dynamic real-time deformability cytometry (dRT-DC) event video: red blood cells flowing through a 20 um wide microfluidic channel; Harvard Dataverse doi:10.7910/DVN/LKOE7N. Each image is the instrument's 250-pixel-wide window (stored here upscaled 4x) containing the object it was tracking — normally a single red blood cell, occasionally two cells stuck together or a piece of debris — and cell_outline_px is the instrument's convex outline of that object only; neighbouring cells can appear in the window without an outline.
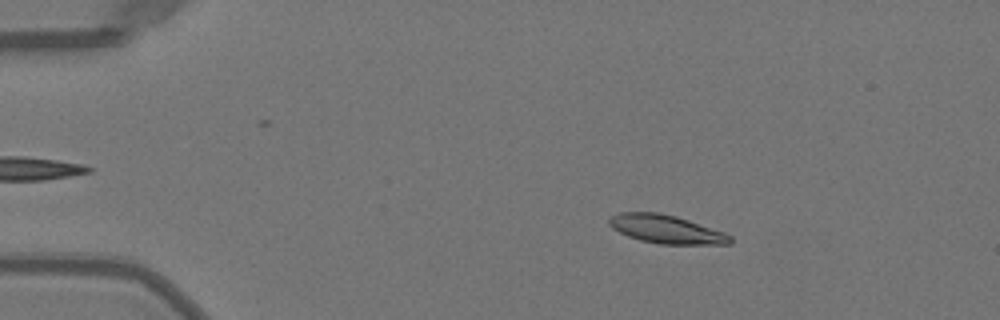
{"species": "Egyptian fruit bat (a non-hibernating species)", "species_latin": "Rousettus aegyptiacus", "temperature_condition": "warm", "stored_images_in_passage": 51, "camera_frame_rate_fps": 3000, "um_per_image_px": 0.085, "animal": {"sex": "female"}, "frame": {"image": 1, "passage_image": 9, "time_ms": 2.667, "image_size_px": [1000, 320], "cell_outline_px": [[732, 244], [660, 244], [640, 240], [628, 236], [612, 228], [608, 224], [608, 220], [612, 216], [620, 212], [660, 212], [676, 216], [724, 232], [732, 236]], "centroid_in_image_um": [56.62, 19.48], "position_along_channel_um": 28.4, "area_um2": 20.0}}
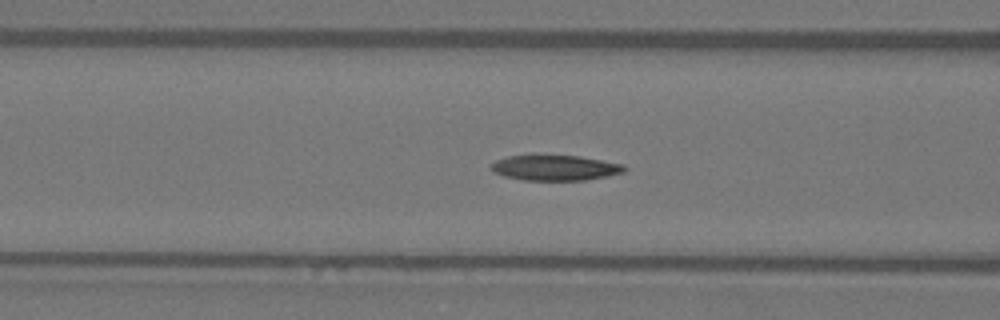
{"frame": {"image": 2, "passage_image": 21, "time_ms": 6.667, "image_size_px": [1000, 320], "cell_outline_px": [[628, 168], [624, 172], [608, 176], [584, 180], [524, 180], [504, 176], [488, 168], [496, 160], [508, 156], [576, 156], [624, 164]], "centroid_in_image_um": [47.21, 14.27], "position_along_channel_um": 119.4, "area_um2": 19.42}}
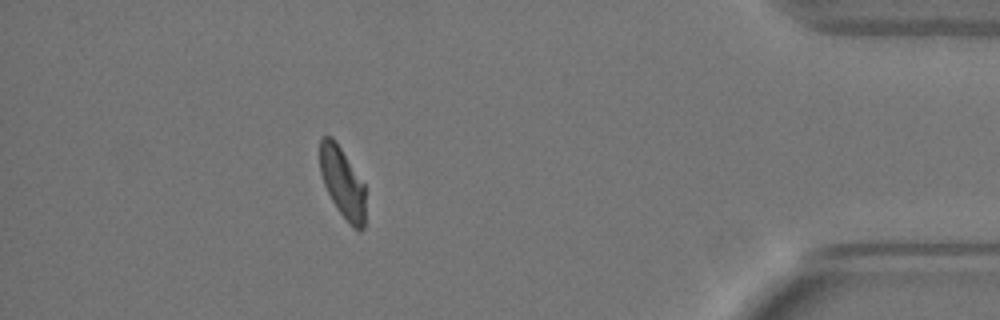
{"frame": {"image": 3, "passage_image": 46, "time_ms": 15.0, "image_size_px": [1000, 320], "cell_outline_px": [[364, 228], [360, 232], [356, 232], [352, 228], [336, 208], [324, 184], [320, 172], [320, 140], [324, 136], [332, 136], [336, 140], [364, 184]], "centroid_in_image_um": [29.1, 15.55], "position_along_channel_um": 406.1, "area_um2": 18.73}, "authors_computed_cell_mechanics": {"area_um2": 19.941, "velocity_mm_per_s": 3.9806, "shape_relaxation_time_tau1_ms": 5.903, "shape_relaxation_time_tau2_ms": 3.2723, "deformation_change_tau1": 0.1797, "deformation_change_tau2": 0.0881}}